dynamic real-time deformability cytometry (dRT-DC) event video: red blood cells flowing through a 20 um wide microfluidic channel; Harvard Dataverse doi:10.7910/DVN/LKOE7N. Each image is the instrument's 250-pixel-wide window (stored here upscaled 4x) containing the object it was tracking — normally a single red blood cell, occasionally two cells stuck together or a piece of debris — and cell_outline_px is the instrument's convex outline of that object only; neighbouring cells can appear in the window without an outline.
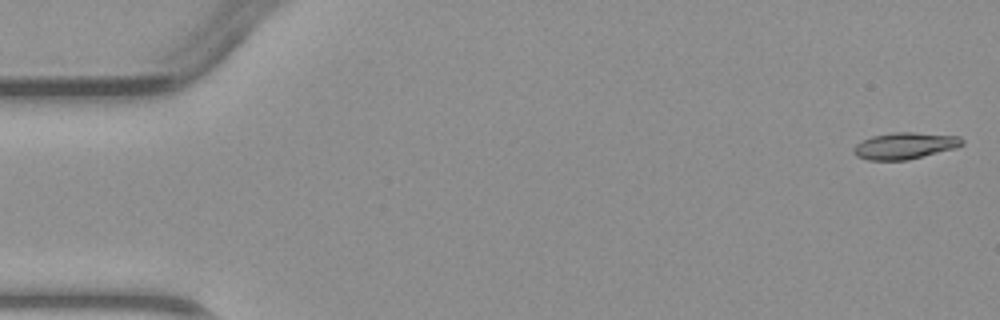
{"species": "common noctule bat (a hibernating species)", "species_latin": "Nyctalus noctula", "temperature_condition": "warm", "stored_images_in_passage": 4, "camera_frame_rate_fps": 3000, "um_per_image_px": 0.085, "animal": {"sex": "male", "body_mass_g": 23.1, "forearm_length_mm": 52.7}, "frame": {"image": 1, "passage_image": 1, "time_ms": 0.0, "image_size_px": [1000, 320], "cell_outline_px": [[964, 144], [956, 148], [908, 160], [868, 160], [856, 156], [852, 152], [852, 148], [856, 144], [872, 136], [892, 132], [912, 132], [960, 136], [964, 140]], "centroid_in_image_um": [76.91, 12.39], "position_along_channel_um": 8.1, "area_um2": 16.94}}